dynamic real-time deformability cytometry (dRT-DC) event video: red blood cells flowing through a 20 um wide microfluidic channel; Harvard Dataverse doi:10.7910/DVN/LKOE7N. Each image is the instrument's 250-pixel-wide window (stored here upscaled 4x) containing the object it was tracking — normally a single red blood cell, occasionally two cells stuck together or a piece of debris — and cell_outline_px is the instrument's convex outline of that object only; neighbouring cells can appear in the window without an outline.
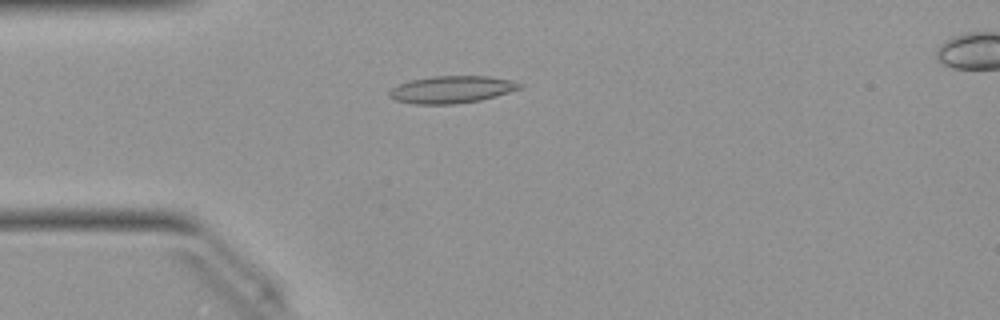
{"species": "Egyptian fruit bat (a non-hibernating species)", "species_latin": "Rousettus aegyptiacus", "temperature_condition": "warm", "stored_images_in_passage": 38, "camera_frame_rate_fps": 3000, "um_per_image_px": 0.085, "animal": {"sex": "female"}, "frame": {"image": 1, "passage_image": 1, "time_ms": 0.0, "image_size_px": [1000, 320], "cell_outline_px": [[524, 88], [496, 96], [480, 100], [456, 104], [412, 104], [396, 100], [388, 96], [388, 92], [392, 88], [400, 84], [412, 80], [432, 76], [488, 76], [516, 80], [524, 84]], "centroid_in_image_um": [38.47, 7.6], "position_along_channel_um": 46.5, "area_um2": 20.92}}
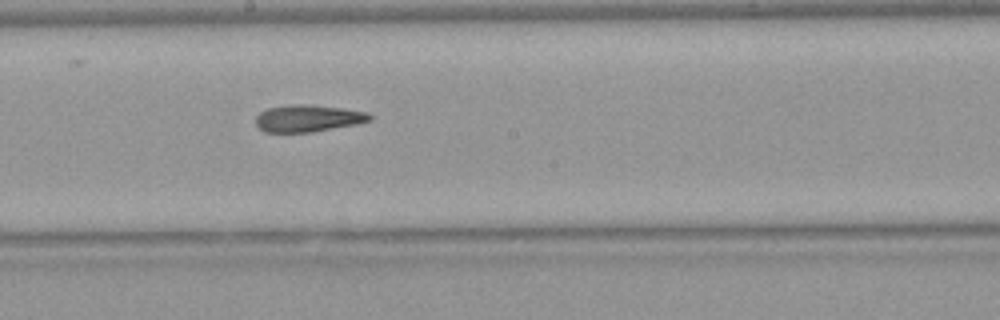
{"frame": {"image": 2, "passage_image": 15, "time_ms": 4.667, "image_size_px": [1000, 320], "cell_outline_px": [[372, 120], [356, 124], [312, 132], [264, 132], [256, 124], [256, 116], [260, 112], [268, 108], [292, 104], [312, 104], [344, 108], [368, 112], [372, 116]], "centroid_in_image_um": [26.2, 10.04], "position_along_channel_um": 222.0, "area_um2": 18.03}}
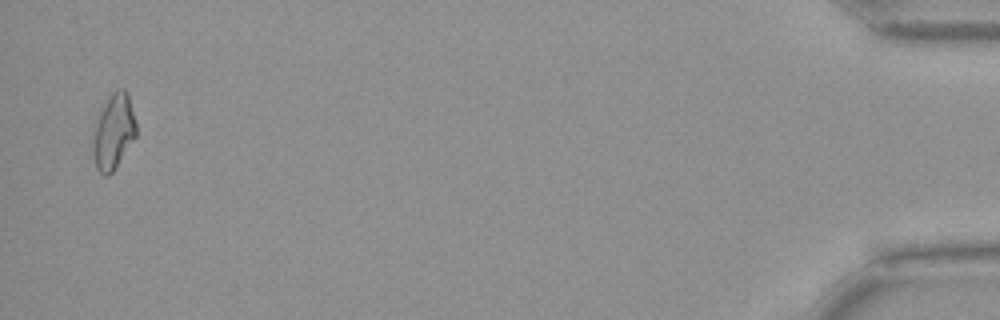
{"frame": {"image": 3, "passage_image": 37, "time_ms": 12.0, "image_size_px": [1000, 320], "cell_outline_px": [[136, 136], [112, 172], [108, 176], [104, 176], [96, 168], [92, 148], [92, 136], [100, 112], [112, 92], [116, 88], [124, 88], [128, 92], [136, 120]], "centroid_in_image_um": [9.66, 11.17], "position_along_channel_um": 425.5, "area_um2": 18.9}, "authors_computed_cell_mechanics": {"area_um2": 18.2937, "velocity_mm_per_s": 4.0509, "shape_relaxation_time_tau1_ms": null, "shape_relaxation_time_tau2_ms": 7.0469, "deformation_change_tau1": null, "deformation_change_tau2": 0.1882}}